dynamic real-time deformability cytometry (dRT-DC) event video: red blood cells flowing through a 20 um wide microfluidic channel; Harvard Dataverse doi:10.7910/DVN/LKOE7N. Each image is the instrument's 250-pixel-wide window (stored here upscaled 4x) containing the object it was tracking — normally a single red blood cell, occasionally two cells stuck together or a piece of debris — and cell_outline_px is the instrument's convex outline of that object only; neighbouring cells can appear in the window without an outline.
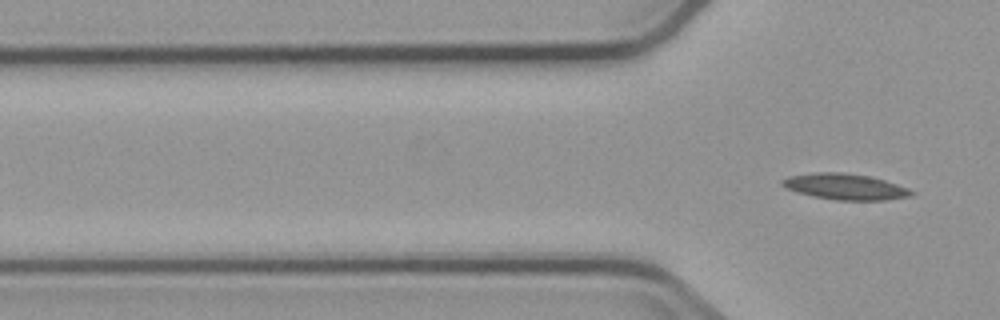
{"species": "common noctule bat (a hibernating species)", "species_latin": "Nyctalus noctula", "temperature_condition": "cold", "stored_images_in_passage": 3, "camera_frame_rate_fps": 3000, "um_per_image_px": 0.085, "animal": {"sex": "male", "body_mass_g": 23.1, "forearm_length_mm": 52.7}, "frame": {"image": 1, "passage_image": 3, "time_ms": 2.333, "image_size_px": [1000, 320], "cell_outline_px": [[916, 192], [912, 196], [884, 200], [836, 200], [812, 196], [796, 192], [780, 184], [780, 180], [788, 176], [816, 172], [840, 172], [868, 176], [884, 180], [908, 188]], "centroid_in_image_um": [71.82, 15.87], "position_along_channel_um": 54.0, "area_um2": 19.54}}